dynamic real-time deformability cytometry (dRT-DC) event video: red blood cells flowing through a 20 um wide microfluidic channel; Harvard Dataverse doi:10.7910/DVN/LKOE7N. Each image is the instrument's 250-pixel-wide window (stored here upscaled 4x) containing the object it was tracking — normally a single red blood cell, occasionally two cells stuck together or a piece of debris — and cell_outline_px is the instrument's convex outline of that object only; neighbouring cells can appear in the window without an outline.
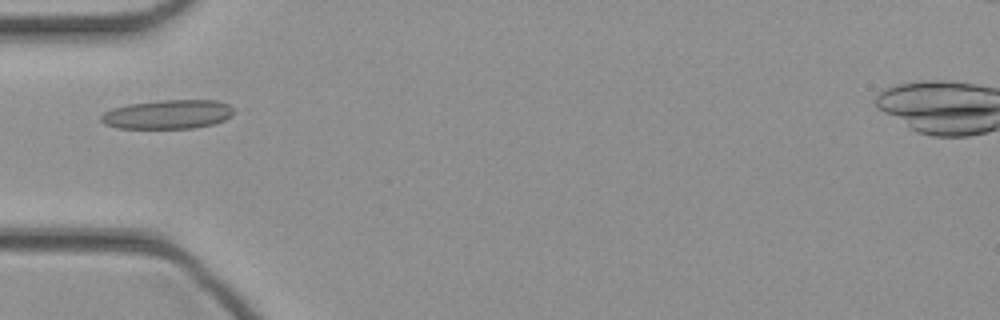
{"species": "common noctule bat (a hibernating species)", "species_latin": "Nyctalus noctula", "temperature_condition": "cold", "stored_images_in_passage": 26, "camera_frame_rate_fps": 3000, "um_per_image_px": 0.085, "animal": {"sex": "female", "body_mass_g": 21.9}, "frame": {"image": 1, "passage_image": 1, "time_ms": 0.0, "image_size_px": [1000, 320], "cell_outline_px": [[232, 116], [224, 120], [212, 124], [192, 128], [116, 128], [104, 124], [100, 120], [100, 116], [104, 112], [112, 108], [128, 104], [160, 100], [216, 100], [228, 104], [232, 108]], "centroid_in_image_um": [14.22, 9.72], "position_along_channel_um": 70.8, "area_um2": 22.48}}
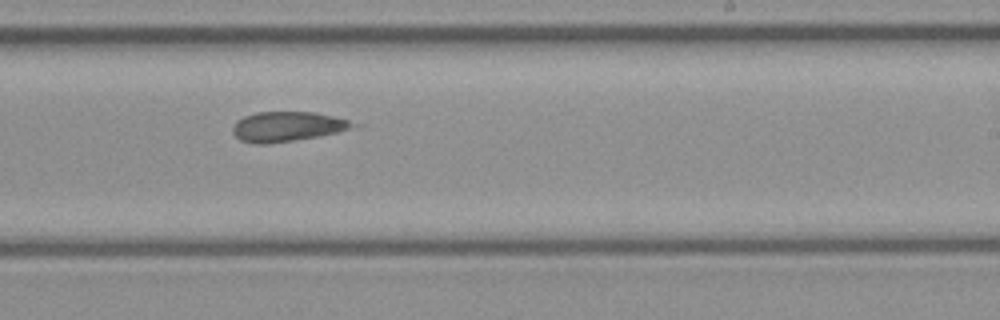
{"frame": {"image": 2, "passage_image": 14, "time_ms": 4.333, "image_size_px": [1000, 320], "cell_outline_px": [[364, 124], [336, 132], [320, 136], [268, 144], [252, 144], [240, 140], [232, 132], [232, 128], [236, 120], [244, 116], [256, 112], [312, 112], [332, 116]], "centroid_in_image_um": [24.4, 10.76], "position_along_channel_um": 264.6, "area_um2": 20.98}}
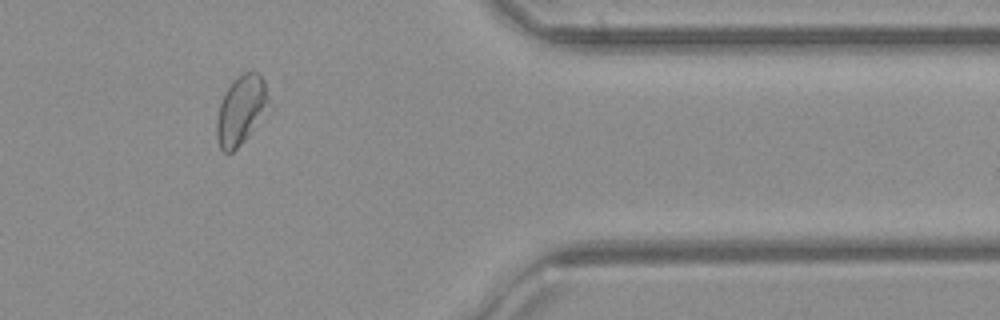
{"frame": {"image": 3, "passage_image": 24, "time_ms": 7.667, "image_size_px": [1000, 320], "cell_outline_px": [[268, 100], [248, 136], [232, 152], [224, 152], [220, 148], [216, 136], [216, 120], [220, 104], [224, 92], [232, 80], [244, 72], [256, 72], [264, 80], [268, 96]], "centroid_in_image_um": [20.41, 9.33], "position_along_channel_um": 391.0, "area_um2": 20.11}}